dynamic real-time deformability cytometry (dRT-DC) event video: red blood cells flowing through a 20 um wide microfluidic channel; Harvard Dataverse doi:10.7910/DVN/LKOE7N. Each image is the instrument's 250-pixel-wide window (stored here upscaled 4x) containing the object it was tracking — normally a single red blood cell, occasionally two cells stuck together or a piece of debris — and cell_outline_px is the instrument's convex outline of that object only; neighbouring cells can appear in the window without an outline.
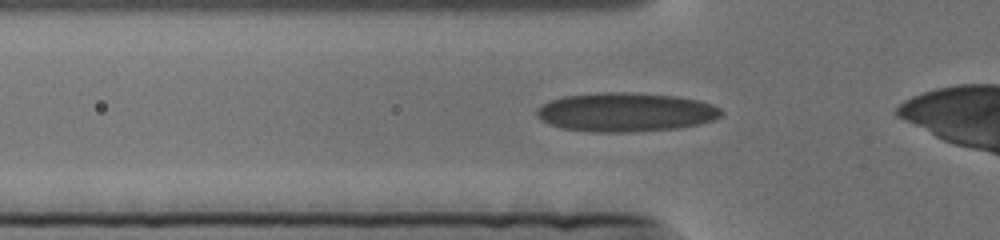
{"species": "human", "species_latin": "Homo sapiens", "temperature_condition": "cold", "stored_images_in_passage": 112, "camera_frame_rate_fps": 3000, "um_per_image_px": 0.085, "donor": {"sex": "female"}, "frame": {"image": 1, "passage_image": 24, "time_ms": 7.667, "image_size_px": [1000, 240], "cell_outline_px": [[724, 112], [720, 116], [712, 120], [700, 124], [676, 128], [632, 132], [592, 132], [564, 128], [548, 124], [540, 120], [536, 116], [536, 108], [552, 100], [564, 96], [604, 92], [624, 92], [676, 96], [700, 100], [712, 104], [720, 108]], "centroid_in_image_um": [53.18, 9.54], "position_along_channel_um": 72.6, "area_um2": 41.91}}
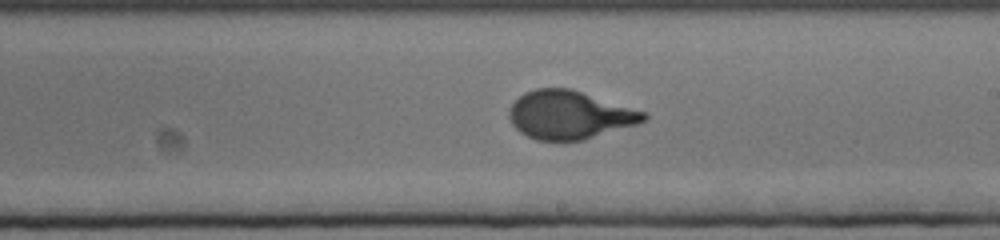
{"frame": {"image": 2, "passage_image": 65, "time_ms": 21.333, "image_size_px": [1000, 240], "cell_outline_px": [[648, 120], [636, 124], [584, 140], [536, 140], [520, 132], [512, 124], [508, 116], [508, 108], [524, 92], [536, 88], [572, 88], [648, 112]], "centroid_in_image_um": [48.43, 9.75], "position_along_channel_um": 240.6, "area_um2": 38.15}}
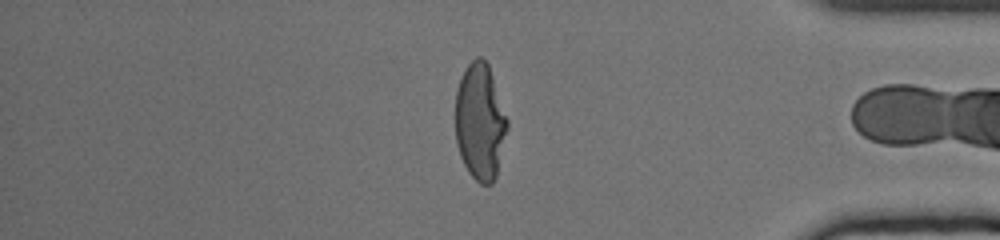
{"frame": {"image": 3, "passage_image": 109, "time_ms": 36.0, "image_size_px": [1000, 240], "cell_outline_px": [[508, 128], [496, 176], [492, 184], [480, 184], [468, 172], [460, 156], [456, 144], [456, 92], [464, 68], [476, 56], [480, 56], [488, 64], [508, 120]], "centroid_in_image_um": [40.8, 10.36], "position_along_channel_um": 394.4, "area_um2": 35.2}}